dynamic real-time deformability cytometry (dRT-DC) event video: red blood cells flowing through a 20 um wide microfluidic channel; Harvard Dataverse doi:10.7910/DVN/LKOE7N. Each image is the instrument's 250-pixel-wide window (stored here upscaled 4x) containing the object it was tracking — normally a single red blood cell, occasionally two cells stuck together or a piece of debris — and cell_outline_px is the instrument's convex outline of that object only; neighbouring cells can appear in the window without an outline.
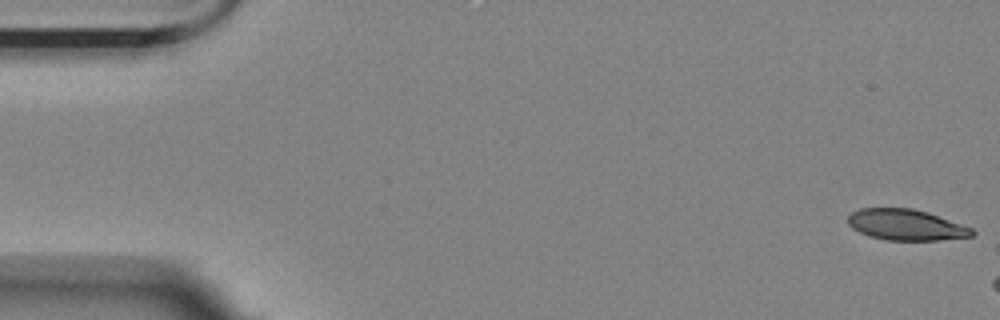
{"species": "Egyptian fruit bat (a non-hibernating species)", "species_latin": "Rousettus aegyptiacus", "temperature_condition": "room temperature", "stored_images_in_passage": 7, "camera_frame_rate_fps": 3000, "um_per_image_px": 0.085, "animal": {"sex": "female"}, "frame": {"image": 1, "passage_image": 1, "time_ms": 0.0, "image_size_px": [1000, 320], "cell_outline_px": [[976, 232], [972, 236], [940, 240], [888, 240], [872, 236], [860, 232], [852, 228], [848, 224], [848, 216], [852, 212], [860, 208], [912, 208], [928, 212], [972, 228]], "centroid_in_image_um": [77.02, 19.1], "position_along_channel_um": 8.0, "area_um2": 22.25}}